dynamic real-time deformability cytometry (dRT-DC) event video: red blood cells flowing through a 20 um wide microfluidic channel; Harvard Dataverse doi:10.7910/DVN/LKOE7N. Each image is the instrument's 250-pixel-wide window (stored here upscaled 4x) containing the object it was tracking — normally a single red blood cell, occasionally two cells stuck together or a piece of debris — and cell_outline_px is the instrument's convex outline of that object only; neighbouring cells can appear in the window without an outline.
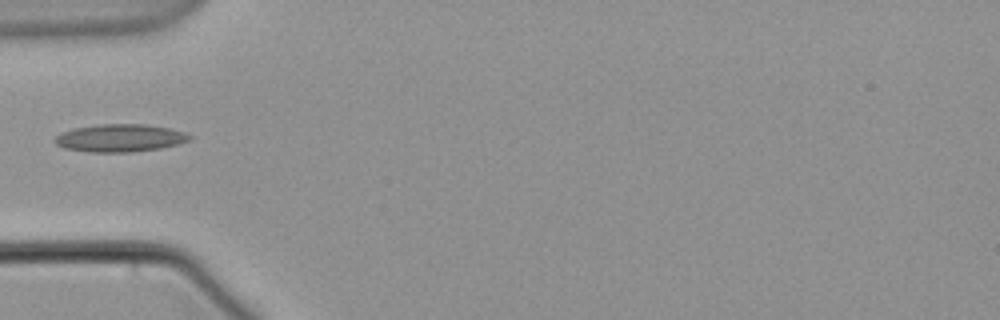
{"species": "common noctule bat (a hibernating species)", "species_latin": "Nyctalus noctula", "temperature_condition": "warm", "stored_images_in_passage": 5, "camera_frame_rate_fps": 3000, "um_per_image_px": 0.085, "animal": {"sex": "male", "body_mass_g": 21.5, "forearm_length_mm": 52.0}, "frame": {"image": 1, "passage_image": 1, "time_ms": 0.0, "image_size_px": [1000, 320], "cell_outline_px": [[192, 136], [188, 140], [176, 144], [160, 148], [128, 152], [88, 152], [64, 148], [56, 144], [52, 140], [60, 132], [72, 128], [100, 124], [148, 124], [168, 128], [184, 132]], "centroid_in_image_um": [10.13, 11.72], "position_along_channel_um": 74.9, "area_um2": 21.73}}
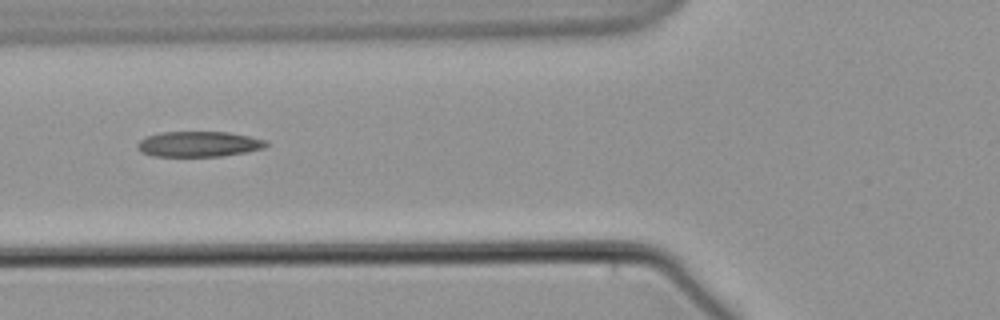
{"frame": {"image": 2, "passage_image": 2, "time_ms": 1.0, "image_size_px": [1000, 320], "cell_outline_px": [[268, 144], [264, 148], [224, 156], [152, 156], [140, 152], [136, 148], [136, 144], [144, 136], [160, 132], [228, 132], [268, 140]], "centroid_in_image_um": [16.85, 12.24], "position_along_channel_um": 109.0, "area_um2": 19.25}}
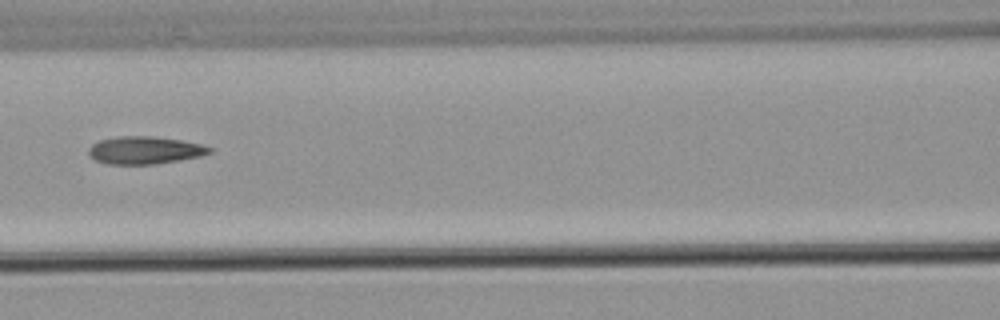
{"frame": {"image": 3, "passage_image": 3, "time_ms": 2.333, "image_size_px": [1000, 320], "cell_outline_px": [[212, 152], [200, 156], [180, 160], [156, 164], [108, 164], [96, 160], [88, 152], [88, 148], [92, 144], [100, 140], [120, 136], [148, 136], [180, 140], [200, 144], [212, 148]], "centroid_in_image_um": [12.3, 12.77], "position_along_channel_um": 154.3, "area_um2": 19.25}}